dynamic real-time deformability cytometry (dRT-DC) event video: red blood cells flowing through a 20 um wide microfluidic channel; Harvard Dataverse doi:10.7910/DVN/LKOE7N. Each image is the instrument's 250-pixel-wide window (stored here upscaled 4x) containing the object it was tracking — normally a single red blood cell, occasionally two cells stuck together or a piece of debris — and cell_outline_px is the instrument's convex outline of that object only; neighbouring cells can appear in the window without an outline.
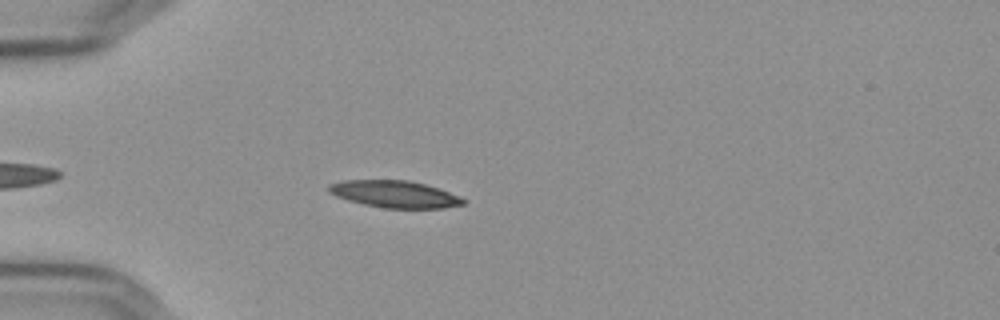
{"species": "Egyptian fruit bat (a non-hibernating species)", "species_latin": "Rousettus aegyptiacus", "temperature_condition": "cold", "stored_images_in_passage": 46, "camera_frame_rate_fps": 3000, "um_per_image_px": 0.085, "frame": {"image": 1, "passage_image": 6, "time_ms": 1.667, "image_size_px": [1000, 320], "cell_outline_px": [[468, 200], [464, 204], [444, 208], [384, 208], [364, 204], [348, 200], [336, 196], [328, 192], [328, 184], [344, 180], [408, 180], [424, 184], [460, 196]], "centroid_in_image_um": [33.54, 16.5], "position_along_channel_um": 51.5, "area_um2": 21.1}}
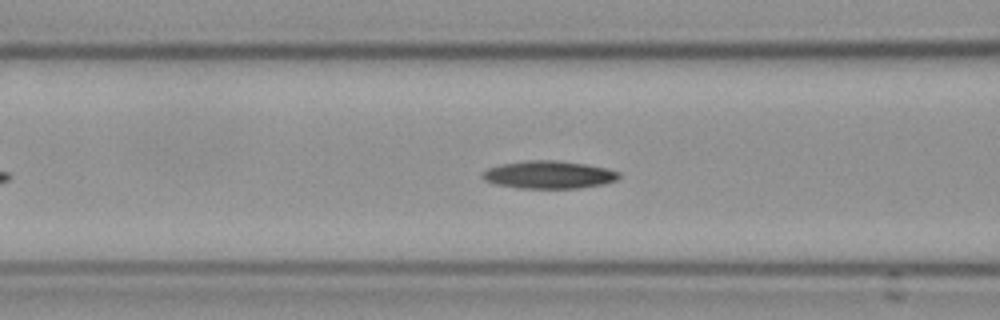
{"frame": {"image": 2, "passage_image": 13, "time_ms": 4.0, "image_size_px": [1000, 320], "cell_outline_px": [[620, 176], [616, 180], [604, 184], [580, 188], [520, 188], [496, 184], [484, 180], [480, 176], [488, 168], [504, 164], [528, 160], [556, 160], [584, 164], [604, 168], [620, 172]], "centroid_in_image_um": [46.66, 14.86], "position_along_channel_um": 119.9, "area_um2": 21.85}}
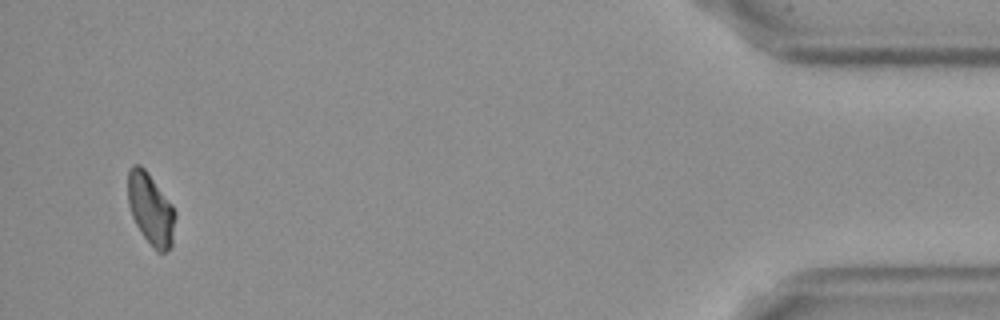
{"frame": {"image": 3, "passage_image": 44, "time_ms": 14.333, "image_size_px": [1000, 320], "cell_outline_px": [[176, 216], [172, 244], [164, 252], [156, 252], [144, 236], [136, 224], [132, 216], [128, 204], [128, 172], [132, 164], [140, 164], [144, 168], [172, 204], [176, 212]], "centroid_in_image_um": [12.81, 17.76], "position_along_channel_um": 422.4, "area_um2": 19.65}}